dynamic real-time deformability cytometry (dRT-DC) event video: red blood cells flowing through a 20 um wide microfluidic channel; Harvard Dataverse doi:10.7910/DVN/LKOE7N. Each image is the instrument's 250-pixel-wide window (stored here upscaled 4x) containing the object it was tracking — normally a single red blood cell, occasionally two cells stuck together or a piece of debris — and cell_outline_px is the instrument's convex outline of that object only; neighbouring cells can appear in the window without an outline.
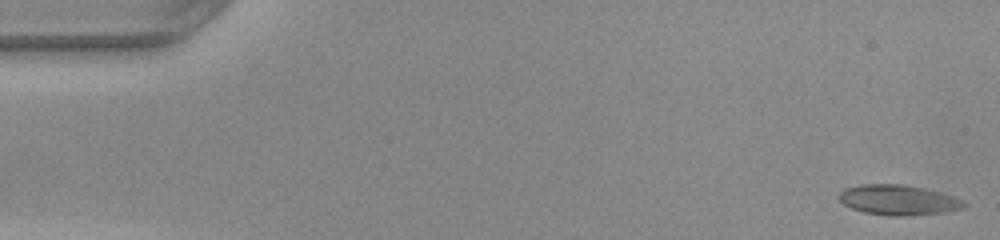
{"species": "common noctule bat (a hibernating species)", "species_latin": "Nyctalus noctula", "temperature_condition": "warm", "stored_images_in_passage": 49, "camera_frame_rate_fps": 3000, "um_per_image_px": 0.085, "animal": {"sex": "female", "body_mass_g": 22.0, "forearm_length_mm": 56.7}, "frame": {"image": 1, "passage_image": 1, "time_ms": 0.0, "image_size_px": [1000, 240], "cell_outline_px": [[968, 204], [960, 208], [948, 212], [904, 216], [892, 216], [864, 212], [852, 208], [844, 204], [836, 196], [844, 188], [860, 184], [908, 184], [940, 192], [964, 200]], "centroid_in_image_um": [76.35, 16.99], "position_along_channel_um": 8.7, "area_um2": 22.14}}
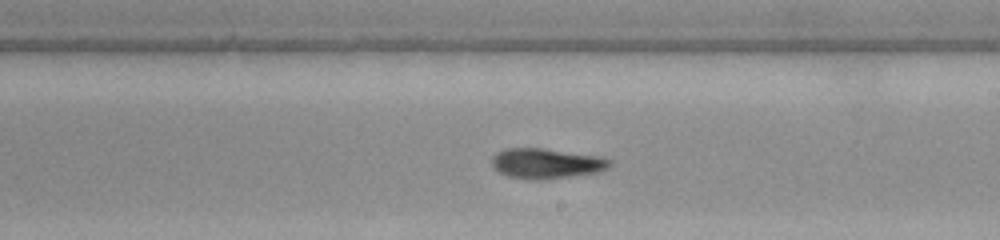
{"frame": {"image": 2, "passage_image": 28, "time_ms": 9.0, "image_size_px": [1000, 240], "cell_outline_px": [[612, 164], [608, 168], [600, 172], [544, 180], [532, 180], [508, 176], [492, 168], [492, 156], [496, 152], [504, 148], [544, 148], [600, 156], [612, 160]], "centroid_in_image_um": [46.45, 13.89], "position_along_channel_um": 242.6, "area_um2": 21.1}}
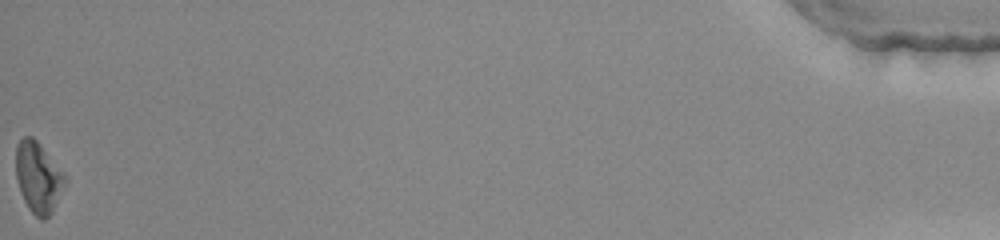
{"frame": {"image": 3, "passage_image": 49, "time_ms": 16.0, "image_size_px": [1000, 240], "cell_outline_px": [[68, 176], [52, 212], [44, 220], [40, 220], [28, 208], [20, 192], [16, 176], [16, 148], [20, 140], [24, 136], [32, 136], [36, 140]], "centroid_in_image_um": [3.25, 15.08], "position_along_channel_um": 431.9, "area_um2": 20.17}, "authors_computed_cell_mechanics": {"area_um2": 20.6924, "velocity_mm_per_s": 4.1633, "shape_relaxation_time_tau1_ms": 7.0439, "shape_relaxation_time_tau2_ms": 9.1793, "deformation_change_tau1": 0.2156, "deformation_change_tau2": 0.1971}}